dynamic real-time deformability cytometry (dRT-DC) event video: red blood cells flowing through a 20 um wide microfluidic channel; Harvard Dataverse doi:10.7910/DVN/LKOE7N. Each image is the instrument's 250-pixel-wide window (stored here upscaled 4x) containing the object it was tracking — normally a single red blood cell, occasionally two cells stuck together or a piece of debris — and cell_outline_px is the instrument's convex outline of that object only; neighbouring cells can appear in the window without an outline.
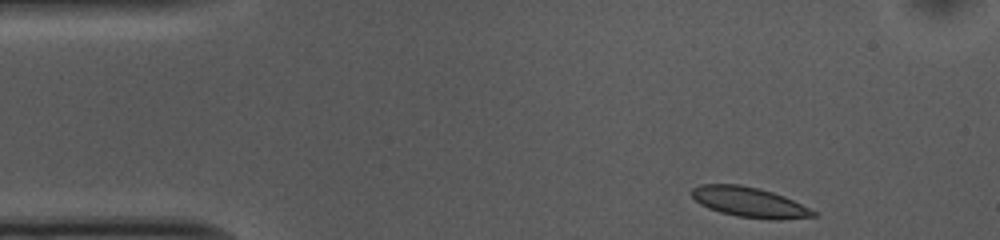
{"species": "common noctule bat (a hibernating species)", "species_latin": "Nyctalus noctula", "temperature_condition": "cold", "stored_images_in_passage": 41, "camera_frame_rate_fps": 3000, "um_per_image_px": 0.085, "animal": {"sex": "female", "body_mass_g": 10.0, "forearm_length_mm": 53.1}, "frame": {"image": 1, "passage_image": 1, "time_ms": 0.0, "image_size_px": [1000, 240], "cell_outline_px": [[820, 216], [780, 220], [768, 220], [736, 216], [720, 212], [708, 208], [700, 204], [692, 196], [692, 188], [700, 184], [740, 184], [760, 188], [784, 196], [816, 212]], "centroid_in_image_um": [63.7, 17.19], "position_along_channel_um": 21.3, "area_um2": 21.44}}
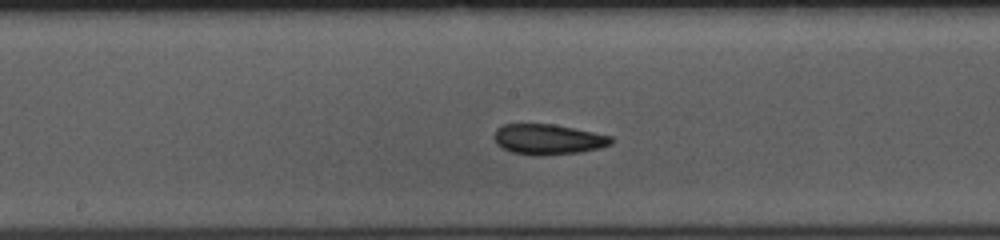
{"frame": {"image": 2, "passage_image": 21, "time_ms": 6.667, "image_size_px": [1000, 240], "cell_outline_px": [[612, 144], [600, 148], [580, 152], [540, 156], [536, 156], [512, 152], [496, 144], [492, 136], [496, 128], [504, 124], [552, 124], [612, 136]], "centroid_in_image_um": [46.55, 11.85], "position_along_channel_um": 201.6, "area_um2": 20.75}}
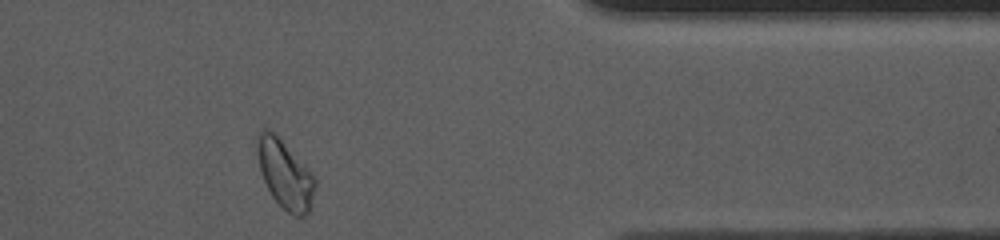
{"frame": {"image": 3, "passage_image": 38, "time_ms": 12.333, "image_size_px": [1000, 240], "cell_outline_px": [[316, 188], [308, 212], [304, 216], [296, 216], [288, 212], [272, 196], [264, 180], [260, 168], [256, 152], [256, 132], [264, 128], [268, 128], [316, 176]], "centroid_in_image_um": [24.22, 14.79], "position_along_channel_um": 387.2, "area_um2": 22.77}, "authors_computed_cell_mechanics": {"area_um2": 21.2704, "velocity_mm_per_s": 3.683, "shape_relaxation_time_tau1_ms": 8.6062, "shape_relaxation_time_tau2_ms": 5.3753, "deformation_change_tau1": 0.1413, "deformation_change_tau2": 0.0665}}